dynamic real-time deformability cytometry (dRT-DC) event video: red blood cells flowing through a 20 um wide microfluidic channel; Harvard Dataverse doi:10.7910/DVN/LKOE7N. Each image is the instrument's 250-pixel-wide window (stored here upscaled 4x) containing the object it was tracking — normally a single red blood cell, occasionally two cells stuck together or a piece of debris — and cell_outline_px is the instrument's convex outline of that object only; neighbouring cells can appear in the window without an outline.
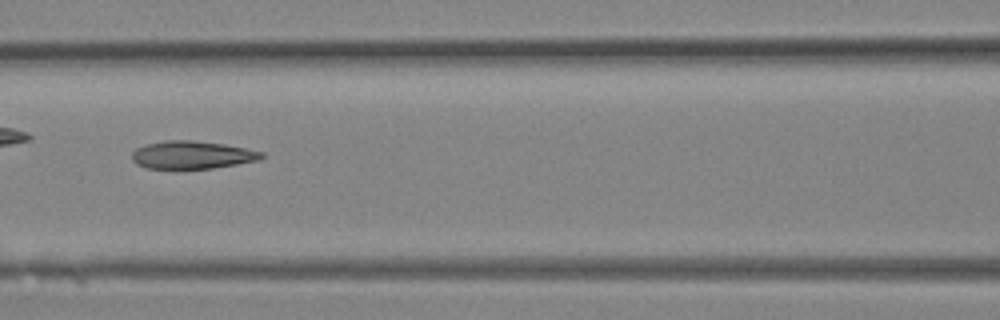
{"species": "Egyptian fruit bat (a non-hibernating species)", "species_latin": "Rousettus aegyptiacus", "temperature_condition": "room temperature", "stored_images_in_passage": 29, "camera_frame_rate_fps": 3000, "um_per_image_px": 0.085, "animal": {"sex": "female"}, "frame": {"image": 1, "passage_image": 13, "time_ms": 4.0, "image_size_px": [1000, 320], "cell_outline_px": [[264, 156], [260, 160], [212, 168], [148, 168], [136, 164], [132, 160], [132, 152], [136, 148], [144, 144], [164, 140], [192, 140], [224, 144], [264, 152]], "centroid_in_image_um": [16.3, 13.15], "position_along_channel_um": 150.3, "area_um2": 20.98}}
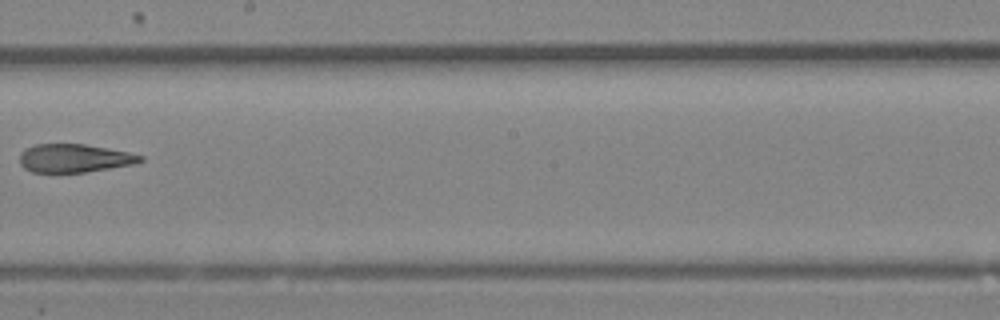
{"frame": {"image": 2, "passage_image": 17, "time_ms": 5.333, "image_size_px": [1000, 320], "cell_outline_px": [[144, 160], [132, 164], [84, 172], [32, 172], [24, 168], [20, 164], [20, 152], [36, 144], [84, 144], [128, 152], [144, 156]], "centroid_in_image_um": [6.3, 13.44], "position_along_channel_um": 241.9, "area_um2": 19.65}}